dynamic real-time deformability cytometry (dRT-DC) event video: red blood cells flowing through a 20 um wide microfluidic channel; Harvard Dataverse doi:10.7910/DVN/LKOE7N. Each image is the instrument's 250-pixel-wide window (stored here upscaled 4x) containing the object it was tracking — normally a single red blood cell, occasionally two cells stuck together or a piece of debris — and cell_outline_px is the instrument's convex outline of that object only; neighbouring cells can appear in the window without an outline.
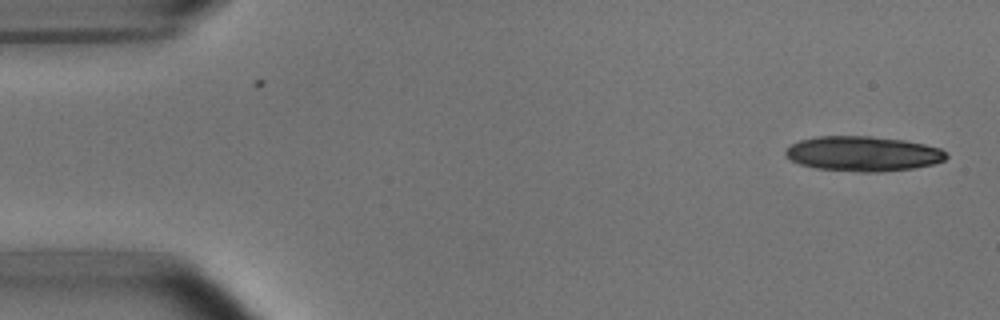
{"species": "common noctule bat (a hibernating species)", "species_latin": "Nyctalus noctula", "temperature_condition": "room temperature", "stored_images_in_passage": 51, "camera_frame_rate_fps": 3000, "um_per_image_px": 0.085, "animal": {"sex": "male", "body_mass_g": 15.6}, "frame": {"image": 1, "passage_image": 1, "time_ms": 0.0, "image_size_px": [1000, 320], "cell_outline_px": [[948, 156], [944, 160], [932, 164], [912, 168], [876, 172], [860, 172], [816, 168], [800, 164], [784, 156], [784, 152], [792, 144], [800, 140], [820, 136], [868, 136], [904, 140], [924, 144], [940, 148], [948, 152]], "centroid_in_image_um": [73.36, 13.06], "position_along_channel_um": 11.6, "area_um2": 32.6}}
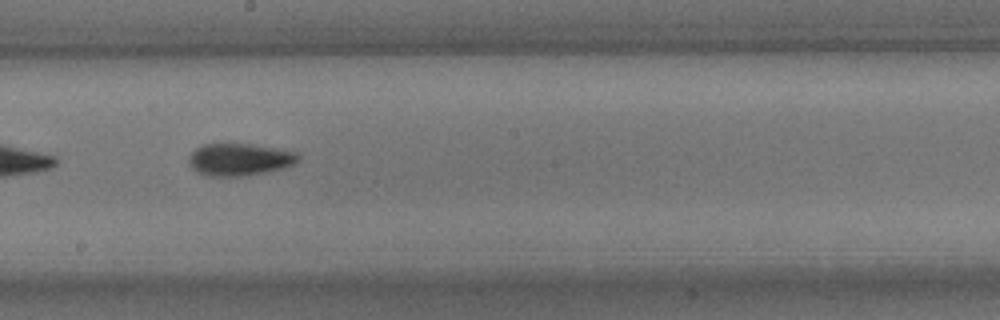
{"frame": {"image": 2, "passage_image": 28, "time_ms": 9.0, "image_size_px": [1000, 320], "cell_outline_px": [[300, 160], [296, 164], [284, 168], [244, 176], [208, 176], [196, 172], [192, 168], [188, 160], [188, 156], [196, 148], [204, 144], [248, 144], [296, 152], [300, 156]], "centroid_in_image_um": [20.35, 13.57], "position_along_channel_um": 227.8, "area_um2": 20.52}}
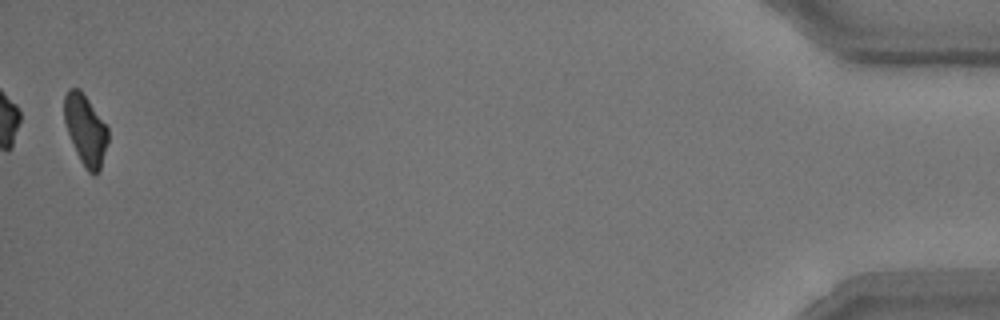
{"frame": {"image": 3, "passage_image": 51, "time_ms": 16.667, "image_size_px": [1000, 320], "cell_outline_px": [[108, 144], [100, 168], [92, 176], [88, 172], [80, 160], [76, 152], [68, 132], [64, 120], [64, 96], [68, 88], [80, 88], [108, 128]], "centroid_in_image_um": [7.26, 11.02], "position_along_channel_um": 427.9, "area_um2": 17.8}, "authors_computed_cell_mechanics": {"area_um2": 19.8832, "velocity_mm_per_s": 3.7926, "shape_relaxation_time_tau1_ms": 2.9819, "shape_relaxation_time_tau2_ms": 2.405, "deformation_change_tau1": 0.1349, "deformation_change_tau2": 0.0954}}